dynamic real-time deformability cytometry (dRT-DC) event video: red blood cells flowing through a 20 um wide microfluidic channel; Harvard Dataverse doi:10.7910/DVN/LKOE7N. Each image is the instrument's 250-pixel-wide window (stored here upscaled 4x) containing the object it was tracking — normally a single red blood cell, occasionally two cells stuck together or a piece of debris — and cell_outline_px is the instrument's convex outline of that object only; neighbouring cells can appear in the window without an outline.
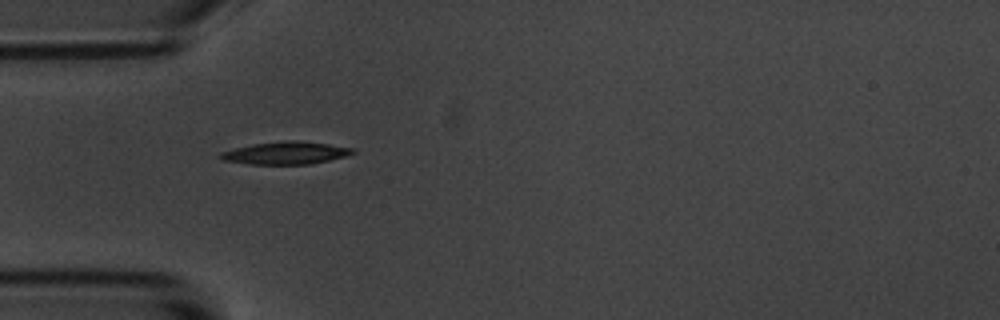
{"species": "common noctule bat (a hibernating species)", "species_latin": "Nyctalus noctula", "temperature_condition": "room temperature", "stored_images_in_passage": 2, "camera_frame_rate_fps": 3000, "um_per_image_px": 0.085, "animal": {"sex": "male", "body_mass_g": 20.1, "forearm_length_mm": 53.5}, "frame": {"image": 1, "passage_image": 1, "time_ms": 0.0, "image_size_px": [1000, 320], "cell_outline_px": [[356, 152], [344, 156], [312, 164], [248, 164], [224, 160], [220, 156], [220, 152], [252, 144], [288, 140], [296, 140], [328, 144], [356, 148]], "centroid_in_image_um": [24.32, 13.0], "position_along_channel_um": 60.7, "area_um2": 17.22}}